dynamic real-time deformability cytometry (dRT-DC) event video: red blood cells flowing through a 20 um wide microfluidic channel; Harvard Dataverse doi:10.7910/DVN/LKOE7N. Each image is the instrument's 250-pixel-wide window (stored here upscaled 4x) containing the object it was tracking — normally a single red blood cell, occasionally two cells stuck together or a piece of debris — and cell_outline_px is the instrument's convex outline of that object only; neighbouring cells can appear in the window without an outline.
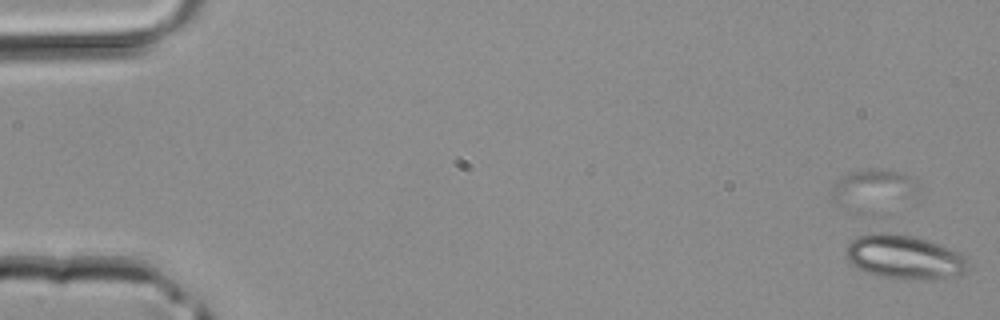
{"species": "common noctule bat (a hibernating species)", "species_latin": "Nyctalus noctula", "temperature_condition": "room temperature", "stored_images_in_passage": 3, "segment_of_instrument_passage": [2, 2], "camera_frame_rate_fps": 3000, "um_per_image_px": 0.085, "animal": {"sex": "male", "body_mass_g": 20.4}, "frame": {"image": 1, "passage_image": 3, "time_ms": 0.667, "image_size_px": [1000, 320], "cell_outline_px": [[968, 268], [964, 272], [948, 280], [912, 280], [884, 276], [868, 272], [852, 264], [848, 260], [844, 252], [848, 244], [856, 236], [876, 232], [888, 232], [916, 236], [956, 252], [964, 256], [968, 260]], "centroid_in_image_um": [76.88, 21.86], "position_along_channel_um": 8.1, "area_um2": 31.44}}